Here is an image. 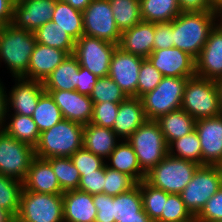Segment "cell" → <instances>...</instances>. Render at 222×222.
I'll list each match as a JSON object with an SVG mask.
<instances>
[{
	"instance_id": "16",
	"label": "cell",
	"mask_w": 222,
	"mask_h": 222,
	"mask_svg": "<svg viewBox=\"0 0 222 222\" xmlns=\"http://www.w3.org/2000/svg\"><path fill=\"white\" fill-rule=\"evenodd\" d=\"M148 59L163 77L196 76L195 59L176 47L153 49Z\"/></svg>"
},
{
	"instance_id": "3",
	"label": "cell",
	"mask_w": 222,
	"mask_h": 222,
	"mask_svg": "<svg viewBox=\"0 0 222 222\" xmlns=\"http://www.w3.org/2000/svg\"><path fill=\"white\" fill-rule=\"evenodd\" d=\"M83 125L62 119L48 130L40 133L34 148L35 156L48 159L51 157H71L83 147Z\"/></svg>"
},
{
	"instance_id": "53",
	"label": "cell",
	"mask_w": 222,
	"mask_h": 222,
	"mask_svg": "<svg viewBox=\"0 0 222 222\" xmlns=\"http://www.w3.org/2000/svg\"><path fill=\"white\" fill-rule=\"evenodd\" d=\"M0 78V131L3 130L7 115V87Z\"/></svg>"
},
{
	"instance_id": "11",
	"label": "cell",
	"mask_w": 222,
	"mask_h": 222,
	"mask_svg": "<svg viewBox=\"0 0 222 222\" xmlns=\"http://www.w3.org/2000/svg\"><path fill=\"white\" fill-rule=\"evenodd\" d=\"M34 157L32 146L18 141L4 130L0 131L1 174L23 182Z\"/></svg>"
},
{
	"instance_id": "51",
	"label": "cell",
	"mask_w": 222,
	"mask_h": 222,
	"mask_svg": "<svg viewBox=\"0 0 222 222\" xmlns=\"http://www.w3.org/2000/svg\"><path fill=\"white\" fill-rule=\"evenodd\" d=\"M181 12H212L210 0H178Z\"/></svg>"
},
{
	"instance_id": "23",
	"label": "cell",
	"mask_w": 222,
	"mask_h": 222,
	"mask_svg": "<svg viewBox=\"0 0 222 222\" xmlns=\"http://www.w3.org/2000/svg\"><path fill=\"white\" fill-rule=\"evenodd\" d=\"M62 197L64 222H95L93 195L76 189L65 191Z\"/></svg>"
},
{
	"instance_id": "36",
	"label": "cell",
	"mask_w": 222,
	"mask_h": 222,
	"mask_svg": "<svg viewBox=\"0 0 222 222\" xmlns=\"http://www.w3.org/2000/svg\"><path fill=\"white\" fill-rule=\"evenodd\" d=\"M32 119L36 123L39 132L42 133L60 122L63 116L51 95L44 92L39 98L37 107L32 114Z\"/></svg>"
},
{
	"instance_id": "7",
	"label": "cell",
	"mask_w": 222,
	"mask_h": 222,
	"mask_svg": "<svg viewBox=\"0 0 222 222\" xmlns=\"http://www.w3.org/2000/svg\"><path fill=\"white\" fill-rule=\"evenodd\" d=\"M192 77H163L157 87L141 97L147 120L181 108L185 85Z\"/></svg>"
},
{
	"instance_id": "38",
	"label": "cell",
	"mask_w": 222,
	"mask_h": 222,
	"mask_svg": "<svg viewBox=\"0 0 222 222\" xmlns=\"http://www.w3.org/2000/svg\"><path fill=\"white\" fill-rule=\"evenodd\" d=\"M22 190L23 182L0 173V208L16 217L19 212Z\"/></svg>"
},
{
	"instance_id": "22",
	"label": "cell",
	"mask_w": 222,
	"mask_h": 222,
	"mask_svg": "<svg viewBox=\"0 0 222 222\" xmlns=\"http://www.w3.org/2000/svg\"><path fill=\"white\" fill-rule=\"evenodd\" d=\"M146 120L141 98L127 97L119 104L112 130L121 140H126Z\"/></svg>"
},
{
	"instance_id": "57",
	"label": "cell",
	"mask_w": 222,
	"mask_h": 222,
	"mask_svg": "<svg viewBox=\"0 0 222 222\" xmlns=\"http://www.w3.org/2000/svg\"><path fill=\"white\" fill-rule=\"evenodd\" d=\"M212 12L218 14L222 18V0H210Z\"/></svg>"
},
{
	"instance_id": "40",
	"label": "cell",
	"mask_w": 222,
	"mask_h": 222,
	"mask_svg": "<svg viewBox=\"0 0 222 222\" xmlns=\"http://www.w3.org/2000/svg\"><path fill=\"white\" fill-rule=\"evenodd\" d=\"M138 185V182L128 174L111 169L104 165V193L117 196L128 192Z\"/></svg>"
},
{
	"instance_id": "5",
	"label": "cell",
	"mask_w": 222,
	"mask_h": 222,
	"mask_svg": "<svg viewBox=\"0 0 222 222\" xmlns=\"http://www.w3.org/2000/svg\"><path fill=\"white\" fill-rule=\"evenodd\" d=\"M126 140L133 147L145 174L168 155V145L159 123L155 120H146Z\"/></svg>"
},
{
	"instance_id": "27",
	"label": "cell",
	"mask_w": 222,
	"mask_h": 222,
	"mask_svg": "<svg viewBox=\"0 0 222 222\" xmlns=\"http://www.w3.org/2000/svg\"><path fill=\"white\" fill-rule=\"evenodd\" d=\"M79 61L73 54L65 59L42 82L44 90H76Z\"/></svg>"
},
{
	"instance_id": "52",
	"label": "cell",
	"mask_w": 222,
	"mask_h": 222,
	"mask_svg": "<svg viewBox=\"0 0 222 222\" xmlns=\"http://www.w3.org/2000/svg\"><path fill=\"white\" fill-rule=\"evenodd\" d=\"M14 5L9 0H0V21L4 25L12 24Z\"/></svg>"
},
{
	"instance_id": "4",
	"label": "cell",
	"mask_w": 222,
	"mask_h": 222,
	"mask_svg": "<svg viewBox=\"0 0 222 222\" xmlns=\"http://www.w3.org/2000/svg\"><path fill=\"white\" fill-rule=\"evenodd\" d=\"M181 108L196 121L222 115L215 80L198 76L189 78L185 85Z\"/></svg>"
},
{
	"instance_id": "49",
	"label": "cell",
	"mask_w": 222,
	"mask_h": 222,
	"mask_svg": "<svg viewBox=\"0 0 222 222\" xmlns=\"http://www.w3.org/2000/svg\"><path fill=\"white\" fill-rule=\"evenodd\" d=\"M153 49H167L174 47L172 21L155 23Z\"/></svg>"
},
{
	"instance_id": "33",
	"label": "cell",
	"mask_w": 222,
	"mask_h": 222,
	"mask_svg": "<svg viewBox=\"0 0 222 222\" xmlns=\"http://www.w3.org/2000/svg\"><path fill=\"white\" fill-rule=\"evenodd\" d=\"M142 210L141 182L132 190L113 196L115 222H119L121 218L139 217V212Z\"/></svg>"
},
{
	"instance_id": "6",
	"label": "cell",
	"mask_w": 222,
	"mask_h": 222,
	"mask_svg": "<svg viewBox=\"0 0 222 222\" xmlns=\"http://www.w3.org/2000/svg\"><path fill=\"white\" fill-rule=\"evenodd\" d=\"M200 165L169 154L146 173L145 181L169 194H180Z\"/></svg>"
},
{
	"instance_id": "50",
	"label": "cell",
	"mask_w": 222,
	"mask_h": 222,
	"mask_svg": "<svg viewBox=\"0 0 222 222\" xmlns=\"http://www.w3.org/2000/svg\"><path fill=\"white\" fill-rule=\"evenodd\" d=\"M98 78V76L91 73L88 69L80 66L78 71L76 91L89 96L93 91Z\"/></svg>"
},
{
	"instance_id": "30",
	"label": "cell",
	"mask_w": 222,
	"mask_h": 222,
	"mask_svg": "<svg viewBox=\"0 0 222 222\" xmlns=\"http://www.w3.org/2000/svg\"><path fill=\"white\" fill-rule=\"evenodd\" d=\"M142 21L151 23L171 22L181 14L178 0H140Z\"/></svg>"
},
{
	"instance_id": "61",
	"label": "cell",
	"mask_w": 222,
	"mask_h": 222,
	"mask_svg": "<svg viewBox=\"0 0 222 222\" xmlns=\"http://www.w3.org/2000/svg\"><path fill=\"white\" fill-rule=\"evenodd\" d=\"M14 6L16 5V0H9Z\"/></svg>"
},
{
	"instance_id": "60",
	"label": "cell",
	"mask_w": 222,
	"mask_h": 222,
	"mask_svg": "<svg viewBox=\"0 0 222 222\" xmlns=\"http://www.w3.org/2000/svg\"><path fill=\"white\" fill-rule=\"evenodd\" d=\"M25 1H28V0H16V4H19V3H22V2H25Z\"/></svg>"
},
{
	"instance_id": "46",
	"label": "cell",
	"mask_w": 222,
	"mask_h": 222,
	"mask_svg": "<svg viewBox=\"0 0 222 222\" xmlns=\"http://www.w3.org/2000/svg\"><path fill=\"white\" fill-rule=\"evenodd\" d=\"M222 221V187L208 199L206 205L195 217V222Z\"/></svg>"
},
{
	"instance_id": "24",
	"label": "cell",
	"mask_w": 222,
	"mask_h": 222,
	"mask_svg": "<svg viewBox=\"0 0 222 222\" xmlns=\"http://www.w3.org/2000/svg\"><path fill=\"white\" fill-rule=\"evenodd\" d=\"M67 55L61 49L36 43L28 65V79L43 82Z\"/></svg>"
},
{
	"instance_id": "35",
	"label": "cell",
	"mask_w": 222,
	"mask_h": 222,
	"mask_svg": "<svg viewBox=\"0 0 222 222\" xmlns=\"http://www.w3.org/2000/svg\"><path fill=\"white\" fill-rule=\"evenodd\" d=\"M168 154L202 166V150L197 132L194 130L191 133L172 141L168 145Z\"/></svg>"
},
{
	"instance_id": "2",
	"label": "cell",
	"mask_w": 222,
	"mask_h": 222,
	"mask_svg": "<svg viewBox=\"0 0 222 222\" xmlns=\"http://www.w3.org/2000/svg\"><path fill=\"white\" fill-rule=\"evenodd\" d=\"M36 43L33 32L13 24L5 25L0 34V67L3 62L11 77L28 78V65Z\"/></svg>"
},
{
	"instance_id": "13",
	"label": "cell",
	"mask_w": 222,
	"mask_h": 222,
	"mask_svg": "<svg viewBox=\"0 0 222 222\" xmlns=\"http://www.w3.org/2000/svg\"><path fill=\"white\" fill-rule=\"evenodd\" d=\"M143 59L118 46L112 54L108 76L128 97H137L138 75Z\"/></svg>"
},
{
	"instance_id": "56",
	"label": "cell",
	"mask_w": 222,
	"mask_h": 222,
	"mask_svg": "<svg viewBox=\"0 0 222 222\" xmlns=\"http://www.w3.org/2000/svg\"><path fill=\"white\" fill-rule=\"evenodd\" d=\"M0 222H16V217L9 211L0 208Z\"/></svg>"
},
{
	"instance_id": "34",
	"label": "cell",
	"mask_w": 222,
	"mask_h": 222,
	"mask_svg": "<svg viewBox=\"0 0 222 222\" xmlns=\"http://www.w3.org/2000/svg\"><path fill=\"white\" fill-rule=\"evenodd\" d=\"M114 21L120 32L142 21L140 0H109Z\"/></svg>"
},
{
	"instance_id": "59",
	"label": "cell",
	"mask_w": 222,
	"mask_h": 222,
	"mask_svg": "<svg viewBox=\"0 0 222 222\" xmlns=\"http://www.w3.org/2000/svg\"><path fill=\"white\" fill-rule=\"evenodd\" d=\"M4 26H5V25L0 21V34H1V31H2V29H3Z\"/></svg>"
},
{
	"instance_id": "19",
	"label": "cell",
	"mask_w": 222,
	"mask_h": 222,
	"mask_svg": "<svg viewBox=\"0 0 222 222\" xmlns=\"http://www.w3.org/2000/svg\"><path fill=\"white\" fill-rule=\"evenodd\" d=\"M53 98L61 110L63 119H67L81 125L91 122L94 103L88 95L76 90H45Z\"/></svg>"
},
{
	"instance_id": "17",
	"label": "cell",
	"mask_w": 222,
	"mask_h": 222,
	"mask_svg": "<svg viewBox=\"0 0 222 222\" xmlns=\"http://www.w3.org/2000/svg\"><path fill=\"white\" fill-rule=\"evenodd\" d=\"M201 150L202 165L222 166V115L195 122Z\"/></svg>"
},
{
	"instance_id": "32",
	"label": "cell",
	"mask_w": 222,
	"mask_h": 222,
	"mask_svg": "<svg viewBox=\"0 0 222 222\" xmlns=\"http://www.w3.org/2000/svg\"><path fill=\"white\" fill-rule=\"evenodd\" d=\"M34 35L37 43L61 49L68 55L73 54L76 41L53 21L39 27Z\"/></svg>"
},
{
	"instance_id": "58",
	"label": "cell",
	"mask_w": 222,
	"mask_h": 222,
	"mask_svg": "<svg viewBox=\"0 0 222 222\" xmlns=\"http://www.w3.org/2000/svg\"><path fill=\"white\" fill-rule=\"evenodd\" d=\"M216 82V86L218 89V93H219V102H220V107L222 110V76L220 78H218L217 80H215Z\"/></svg>"
},
{
	"instance_id": "47",
	"label": "cell",
	"mask_w": 222,
	"mask_h": 222,
	"mask_svg": "<svg viewBox=\"0 0 222 222\" xmlns=\"http://www.w3.org/2000/svg\"><path fill=\"white\" fill-rule=\"evenodd\" d=\"M78 190L91 195L104 193V166L90 173H82Z\"/></svg>"
},
{
	"instance_id": "29",
	"label": "cell",
	"mask_w": 222,
	"mask_h": 222,
	"mask_svg": "<svg viewBox=\"0 0 222 222\" xmlns=\"http://www.w3.org/2000/svg\"><path fill=\"white\" fill-rule=\"evenodd\" d=\"M3 130L20 142L35 148L40 132L31 116L7 114Z\"/></svg>"
},
{
	"instance_id": "10",
	"label": "cell",
	"mask_w": 222,
	"mask_h": 222,
	"mask_svg": "<svg viewBox=\"0 0 222 222\" xmlns=\"http://www.w3.org/2000/svg\"><path fill=\"white\" fill-rule=\"evenodd\" d=\"M118 45L108 41L82 35L74 46L73 55L79 61V65L88 69L98 77H106L112 54Z\"/></svg>"
},
{
	"instance_id": "48",
	"label": "cell",
	"mask_w": 222,
	"mask_h": 222,
	"mask_svg": "<svg viewBox=\"0 0 222 222\" xmlns=\"http://www.w3.org/2000/svg\"><path fill=\"white\" fill-rule=\"evenodd\" d=\"M93 202L97 209L95 222H115L113 216V196L105 193L93 195Z\"/></svg>"
},
{
	"instance_id": "9",
	"label": "cell",
	"mask_w": 222,
	"mask_h": 222,
	"mask_svg": "<svg viewBox=\"0 0 222 222\" xmlns=\"http://www.w3.org/2000/svg\"><path fill=\"white\" fill-rule=\"evenodd\" d=\"M16 222H64L62 194L22 190Z\"/></svg>"
},
{
	"instance_id": "8",
	"label": "cell",
	"mask_w": 222,
	"mask_h": 222,
	"mask_svg": "<svg viewBox=\"0 0 222 222\" xmlns=\"http://www.w3.org/2000/svg\"><path fill=\"white\" fill-rule=\"evenodd\" d=\"M222 187V166L202 165L180 193L190 213L196 217L206 202Z\"/></svg>"
},
{
	"instance_id": "12",
	"label": "cell",
	"mask_w": 222,
	"mask_h": 222,
	"mask_svg": "<svg viewBox=\"0 0 222 222\" xmlns=\"http://www.w3.org/2000/svg\"><path fill=\"white\" fill-rule=\"evenodd\" d=\"M82 13L84 35L119 44L121 32L114 21L109 0H93Z\"/></svg>"
},
{
	"instance_id": "20",
	"label": "cell",
	"mask_w": 222,
	"mask_h": 222,
	"mask_svg": "<svg viewBox=\"0 0 222 222\" xmlns=\"http://www.w3.org/2000/svg\"><path fill=\"white\" fill-rule=\"evenodd\" d=\"M23 189L36 193L63 194L51 164L39 157L31 161L27 175L23 181Z\"/></svg>"
},
{
	"instance_id": "44",
	"label": "cell",
	"mask_w": 222,
	"mask_h": 222,
	"mask_svg": "<svg viewBox=\"0 0 222 222\" xmlns=\"http://www.w3.org/2000/svg\"><path fill=\"white\" fill-rule=\"evenodd\" d=\"M120 103L102 102L94 103L91 122L100 127L112 129Z\"/></svg>"
},
{
	"instance_id": "26",
	"label": "cell",
	"mask_w": 222,
	"mask_h": 222,
	"mask_svg": "<svg viewBox=\"0 0 222 222\" xmlns=\"http://www.w3.org/2000/svg\"><path fill=\"white\" fill-rule=\"evenodd\" d=\"M106 166L128 174L138 183L145 180L146 174L141 170L133 147L127 140H121L105 160Z\"/></svg>"
},
{
	"instance_id": "37",
	"label": "cell",
	"mask_w": 222,
	"mask_h": 222,
	"mask_svg": "<svg viewBox=\"0 0 222 222\" xmlns=\"http://www.w3.org/2000/svg\"><path fill=\"white\" fill-rule=\"evenodd\" d=\"M46 160L51 164L63 192L78 189L81 176L70 157H51Z\"/></svg>"
},
{
	"instance_id": "39",
	"label": "cell",
	"mask_w": 222,
	"mask_h": 222,
	"mask_svg": "<svg viewBox=\"0 0 222 222\" xmlns=\"http://www.w3.org/2000/svg\"><path fill=\"white\" fill-rule=\"evenodd\" d=\"M141 196L143 202V210L148 217L155 222L162 214L168 193L164 190L157 189L145 180L141 181Z\"/></svg>"
},
{
	"instance_id": "21",
	"label": "cell",
	"mask_w": 222,
	"mask_h": 222,
	"mask_svg": "<svg viewBox=\"0 0 222 222\" xmlns=\"http://www.w3.org/2000/svg\"><path fill=\"white\" fill-rule=\"evenodd\" d=\"M155 23L141 21L121 32L118 47L142 58H148L153 51Z\"/></svg>"
},
{
	"instance_id": "1",
	"label": "cell",
	"mask_w": 222,
	"mask_h": 222,
	"mask_svg": "<svg viewBox=\"0 0 222 222\" xmlns=\"http://www.w3.org/2000/svg\"><path fill=\"white\" fill-rule=\"evenodd\" d=\"M221 19L214 12H181L172 20L174 47L196 59L210 31Z\"/></svg>"
},
{
	"instance_id": "15",
	"label": "cell",
	"mask_w": 222,
	"mask_h": 222,
	"mask_svg": "<svg viewBox=\"0 0 222 222\" xmlns=\"http://www.w3.org/2000/svg\"><path fill=\"white\" fill-rule=\"evenodd\" d=\"M196 76L217 80L222 76V19L210 31L200 54L195 59Z\"/></svg>"
},
{
	"instance_id": "43",
	"label": "cell",
	"mask_w": 222,
	"mask_h": 222,
	"mask_svg": "<svg viewBox=\"0 0 222 222\" xmlns=\"http://www.w3.org/2000/svg\"><path fill=\"white\" fill-rule=\"evenodd\" d=\"M163 78L148 58L142 60L138 75L137 98L153 91Z\"/></svg>"
},
{
	"instance_id": "14",
	"label": "cell",
	"mask_w": 222,
	"mask_h": 222,
	"mask_svg": "<svg viewBox=\"0 0 222 222\" xmlns=\"http://www.w3.org/2000/svg\"><path fill=\"white\" fill-rule=\"evenodd\" d=\"M12 80L14 85L7 92V114L32 117L40 96L45 92L42 81L25 77H12Z\"/></svg>"
},
{
	"instance_id": "31",
	"label": "cell",
	"mask_w": 222,
	"mask_h": 222,
	"mask_svg": "<svg viewBox=\"0 0 222 222\" xmlns=\"http://www.w3.org/2000/svg\"><path fill=\"white\" fill-rule=\"evenodd\" d=\"M51 21L57 23L75 41L84 34L82 11L73 8L62 0L56 1Z\"/></svg>"
},
{
	"instance_id": "25",
	"label": "cell",
	"mask_w": 222,
	"mask_h": 222,
	"mask_svg": "<svg viewBox=\"0 0 222 222\" xmlns=\"http://www.w3.org/2000/svg\"><path fill=\"white\" fill-rule=\"evenodd\" d=\"M121 139L110 128L89 123L83 126V148L106 160Z\"/></svg>"
},
{
	"instance_id": "45",
	"label": "cell",
	"mask_w": 222,
	"mask_h": 222,
	"mask_svg": "<svg viewBox=\"0 0 222 222\" xmlns=\"http://www.w3.org/2000/svg\"><path fill=\"white\" fill-rule=\"evenodd\" d=\"M70 158L79 171L80 176L82 173H90L101 169L106 164L103 158L83 147L78 149Z\"/></svg>"
},
{
	"instance_id": "42",
	"label": "cell",
	"mask_w": 222,
	"mask_h": 222,
	"mask_svg": "<svg viewBox=\"0 0 222 222\" xmlns=\"http://www.w3.org/2000/svg\"><path fill=\"white\" fill-rule=\"evenodd\" d=\"M155 222H195L180 194H169L161 216Z\"/></svg>"
},
{
	"instance_id": "41",
	"label": "cell",
	"mask_w": 222,
	"mask_h": 222,
	"mask_svg": "<svg viewBox=\"0 0 222 222\" xmlns=\"http://www.w3.org/2000/svg\"><path fill=\"white\" fill-rule=\"evenodd\" d=\"M89 97L93 103H102L105 101L120 103L128 96L109 76H106L98 78Z\"/></svg>"
},
{
	"instance_id": "55",
	"label": "cell",
	"mask_w": 222,
	"mask_h": 222,
	"mask_svg": "<svg viewBox=\"0 0 222 222\" xmlns=\"http://www.w3.org/2000/svg\"><path fill=\"white\" fill-rule=\"evenodd\" d=\"M73 8L83 11L93 0H62Z\"/></svg>"
},
{
	"instance_id": "18",
	"label": "cell",
	"mask_w": 222,
	"mask_h": 222,
	"mask_svg": "<svg viewBox=\"0 0 222 222\" xmlns=\"http://www.w3.org/2000/svg\"><path fill=\"white\" fill-rule=\"evenodd\" d=\"M57 0H28L14 6L12 24L29 32L52 20Z\"/></svg>"
},
{
	"instance_id": "28",
	"label": "cell",
	"mask_w": 222,
	"mask_h": 222,
	"mask_svg": "<svg viewBox=\"0 0 222 222\" xmlns=\"http://www.w3.org/2000/svg\"><path fill=\"white\" fill-rule=\"evenodd\" d=\"M156 121L167 145L195 130L196 120L182 108L164 114Z\"/></svg>"
},
{
	"instance_id": "54",
	"label": "cell",
	"mask_w": 222,
	"mask_h": 222,
	"mask_svg": "<svg viewBox=\"0 0 222 222\" xmlns=\"http://www.w3.org/2000/svg\"><path fill=\"white\" fill-rule=\"evenodd\" d=\"M119 222H153L148 215L145 213L144 210L139 212V217H128V218H121Z\"/></svg>"
}]
</instances>
